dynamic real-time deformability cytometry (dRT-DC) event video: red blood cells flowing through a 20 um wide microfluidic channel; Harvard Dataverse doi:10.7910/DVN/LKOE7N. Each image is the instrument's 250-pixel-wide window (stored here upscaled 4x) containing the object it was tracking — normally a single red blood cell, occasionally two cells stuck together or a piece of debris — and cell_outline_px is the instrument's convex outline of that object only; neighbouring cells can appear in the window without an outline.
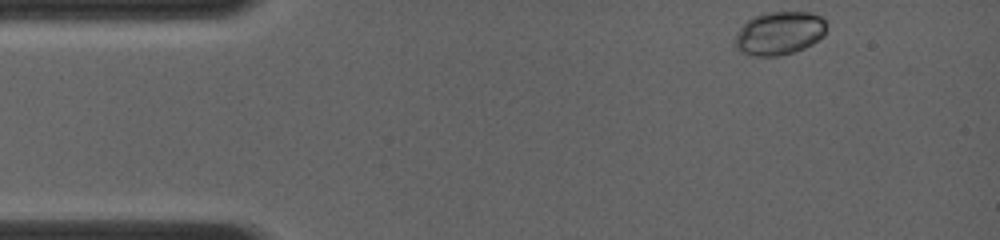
{"species": "common noctule bat (a hibernating species)", "species_latin": "Nyctalus noctula", "temperature_condition": "room temperature", "stored_images_in_passage": 11, "camera_frame_rate_fps": 4000, "um_per_image_px": 0.085, "animal": {"sex": "female", "body_mass_g": 19.0, "forearm_length_mm": 56.7}, "frame": {"image": 1, "passage_image": 1, "time_ms": 0.0, "image_size_px": [1000, 240], "cell_outline_px": [[828, 28], [824, 36], [812, 44], [804, 48], [780, 56], [752, 56], [740, 52], [732, 44], [740, 28], [752, 16], [764, 12], [812, 12], [820, 16], [824, 20]], "centroid_in_image_um": [66.24, 2.82], "position_along_channel_um": 18.8, "area_um2": 23.47}}
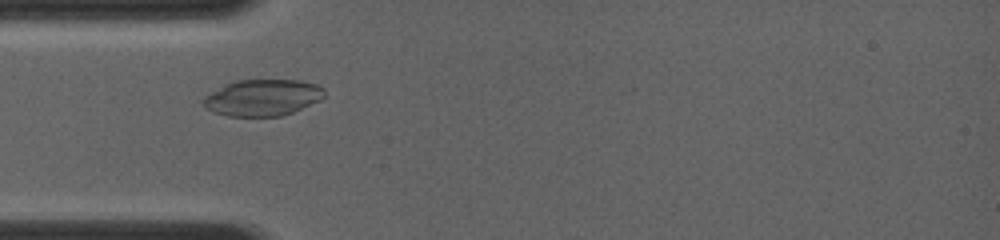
{"frame": {"image": 2, "passage_image": 7, "time_ms": 2.75, "image_size_px": [1000, 240], "cell_outline_px": [[324, 96], [320, 100], [292, 112], [280, 116], [228, 116], [212, 112], [204, 104], [204, 96], [208, 92], [224, 84], [236, 80], [300, 80], [316, 84], [324, 88]], "centroid_in_image_um": [22.3, 8.28], "position_along_channel_um": 62.7, "area_um2": 25.72}}
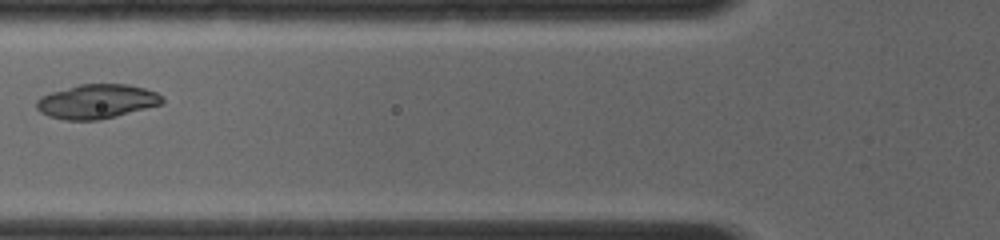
{"frame": {"image": 3, "passage_image": 10, "time_ms": 4.0, "image_size_px": [1000, 240], "cell_outline_px": [[164, 104], [116, 116], [96, 120], [64, 120], [48, 116], [40, 112], [36, 108], [36, 100], [40, 96], [52, 92], [80, 84], [128, 84], [144, 88], [156, 92], [164, 96]], "centroid_in_image_um": [8.24, 8.62], "position_along_channel_um": 117.6, "area_um2": 25.26}}